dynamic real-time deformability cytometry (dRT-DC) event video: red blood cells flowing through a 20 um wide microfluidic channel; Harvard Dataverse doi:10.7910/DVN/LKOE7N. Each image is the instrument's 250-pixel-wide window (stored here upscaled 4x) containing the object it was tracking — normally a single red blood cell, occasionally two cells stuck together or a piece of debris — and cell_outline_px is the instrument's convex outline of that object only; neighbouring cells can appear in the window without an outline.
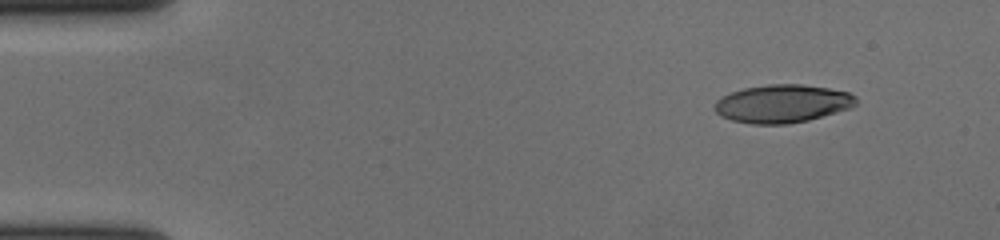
{"species": "human", "species_latin": "Homo sapiens", "temperature_condition": "cold", "stored_images_in_passage": 52, "camera_frame_rate_fps": 3000, "um_per_image_px": 0.085, "donor": {"sex": "female"}, "frame": {"image": 1, "passage_image": 1, "time_ms": 0.0, "image_size_px": [1000, 240], "cell_outline_px": [[856, 104], [848, 108], [836, 112], [808, 120], [788, 124], [752, 124], [732, 120], [720, 116], [716, 112], [716, 100], [732, 92], [744, 88], [768, 84], [800, 84], [828, 88], [848, 92], [856, 96]], "centroid_in_image_um": [66.5, 8.81], "position_along_channel_um": 18.5, "area_um2": 31.1}}
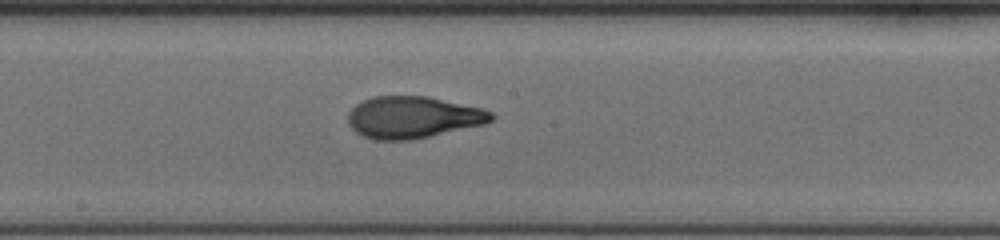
{"frame": {"image": 2, "passage_image": 26, "time_ms": 8.333, "image_size_px": [1000, 240], "cell_outline_px": [[496, 116], [492, 120], [484, 124], [412, 140], [376, 140], [364, 136], [356, 132], [348, 124], [348, 112], [356, 104], [372, 96], [428, 96], [484, 108], [492, 112]], "centroid_in_image_um": [35.11, 9.96], "position_along_channel_um": 213.1, "area_um2": 35.08}}
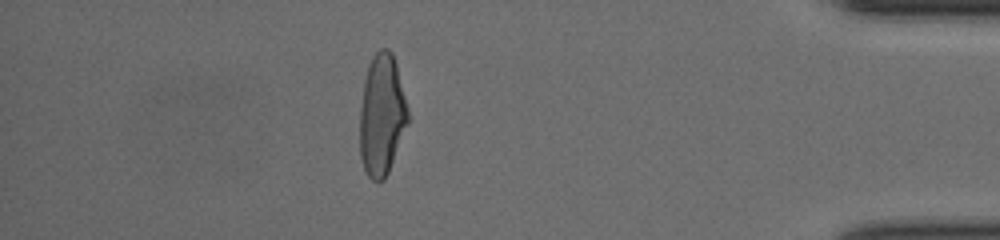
{"frame": {"image": 3, "passage_image": 45, "time_ms": 14.667, "image_size_px": [1000, 240], "cell_outline_px": [[408, 124], [388, 172], [384, 180], [376, 184], [368, 176], [364, 168], [360, 156], [360, 108], [364, 80], [368, 64], [372, 56], [380, 48], [388, 48], [392, 52], [396, 64], [408, 108]], "centroid_in_image_um": [32.44, 9.78], "position_along_channel_um": 402.8, "area_um2": 34.16}, "authors_computed_cell_mechanics": {"area_um2": 34.1598, "velocity_mm_per_s": 3.6822, "shape_relaxation_time_tau1_ms": 4.814, "shape_relaxation_time_tau2_ms": 1.2637, "deformation_change_tau1": 0.2334, "deformation_change_tau2": 0.0809}}